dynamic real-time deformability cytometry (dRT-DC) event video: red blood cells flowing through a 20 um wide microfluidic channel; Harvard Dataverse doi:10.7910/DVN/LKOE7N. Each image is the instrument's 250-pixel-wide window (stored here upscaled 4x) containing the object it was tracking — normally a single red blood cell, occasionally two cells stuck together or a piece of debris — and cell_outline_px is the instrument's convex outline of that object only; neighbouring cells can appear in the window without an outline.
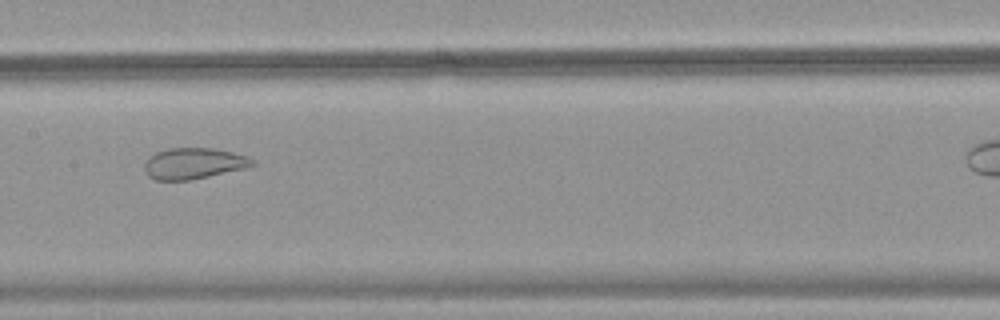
{"species": "common noctule bat (a hibernating species)", "species_latin": "Nyctalus noctula", "temperature_condition": "warm", "stored_images_in_passage": 38, "camera_frame_rate_fps": 3000, "um_per_image_px": 0.085, "animal": {"sex": "female", "body_mass_g": 18.4}, "frame": {"image": 1, "passage_image": 22, "time_ms": 7.0, "image_size_px": [1000, 320], "cell_outline_px": [[256, 164], [248, 168], [188, 180], [156, 180], [148, 176], [144, 168], [144, 164], [148, 156], [156, 152], [168, 148], [212, 148], [232, 152], [248, 156], [256, 160]], "centroid_in_image_um": [16.48, 13.88], "position_along_channel_um": 190.9, "area_um2": 19.71}}
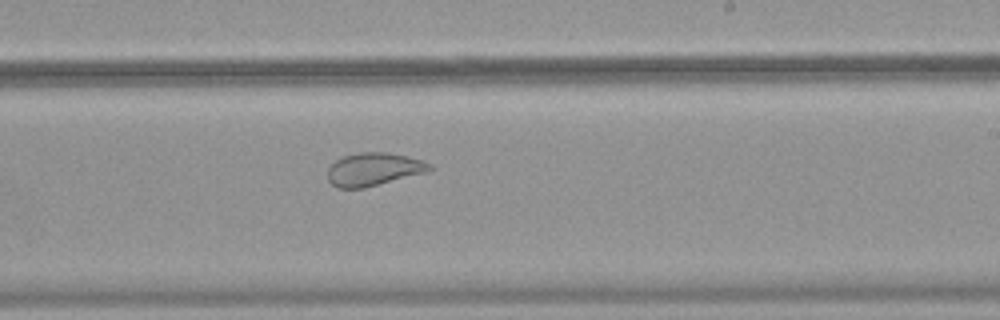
{"frame": {"image": 2, "passage_image": 27, "time_ms": 8.667, "image_size_px": [1000, 320], "cell_outline_px": [[436, 168], [428, 172], [364, 188], [336, 188], [328, 180], [328, 168], [336, 160], [344, 156], [360, 152], [388, 152], [424, 160], [432, 164]], "centroid_in_image_um": [31.81, 14.39], "position_along_channel_um": 257.2, "area_um2": 19.83}}